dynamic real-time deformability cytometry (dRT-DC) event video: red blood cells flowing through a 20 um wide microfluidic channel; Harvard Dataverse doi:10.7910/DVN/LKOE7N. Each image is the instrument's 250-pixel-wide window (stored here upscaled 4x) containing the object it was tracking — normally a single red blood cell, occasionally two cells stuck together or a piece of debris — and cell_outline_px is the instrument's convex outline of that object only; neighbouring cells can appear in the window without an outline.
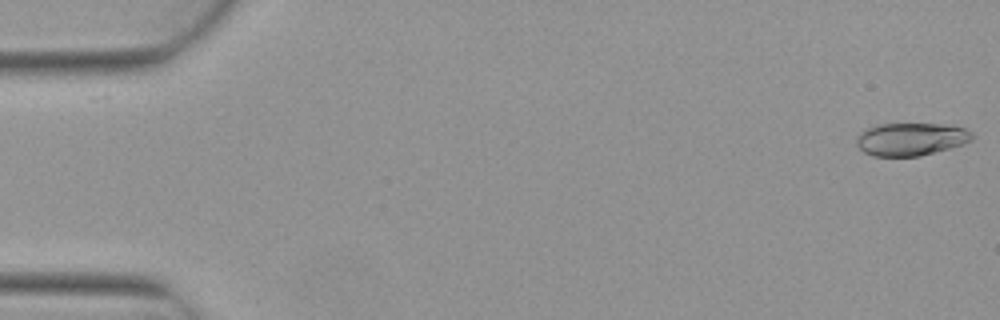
{"species": "Egyptian fruit bat (a non-hibernating species)", "species_latin": "Rousettus aegyptiacus", "temperature_condition": "warm", "stored_images_in_passage": 6, "camera_frame_rate_fps": 3000, "um_per_image_px": 0.085, "animal": {"sex": "female"}, "frame": {"image": 1, "passage_image": 1, "time_ms": 0.0, "image_size_px": [1000, 320], "cell_outline_px": [[976, 136], [972, 140], [964, 144], [920, 156], [872, 156], [864, 152], [856, 144], [856, 136], [860, 132], [868, 128], [880, 124], [940, 124], [964, 128], [972, 132]], "centroid_in_image_um": [77.44, 11.83], "position_along_channel_um": 7.6, "area_um2": 22.14}}
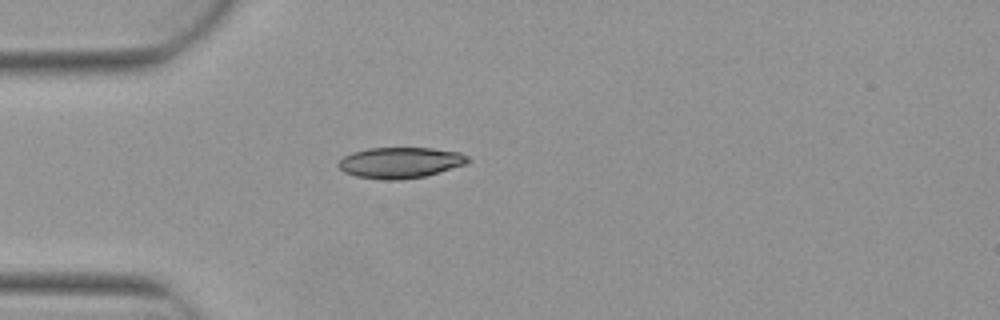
{"frame": {"image": 2, "passage_image": 5, "time_ms": 1.333, "image_size_px": [1000, 320], "cell_outline_px": [[472, 160], [464, 164], [424, 176], [400, 180], [384, 180], [356, 176], [344, 172], [336, 164], [344, 156], [352, 152], [368, 148], [432, 148], [460, 152], [468, 156]], "centroid_in_image_um": [34.0, 13.82], "position_along_channel_um": 51.0, "area_um2": 23.24}}